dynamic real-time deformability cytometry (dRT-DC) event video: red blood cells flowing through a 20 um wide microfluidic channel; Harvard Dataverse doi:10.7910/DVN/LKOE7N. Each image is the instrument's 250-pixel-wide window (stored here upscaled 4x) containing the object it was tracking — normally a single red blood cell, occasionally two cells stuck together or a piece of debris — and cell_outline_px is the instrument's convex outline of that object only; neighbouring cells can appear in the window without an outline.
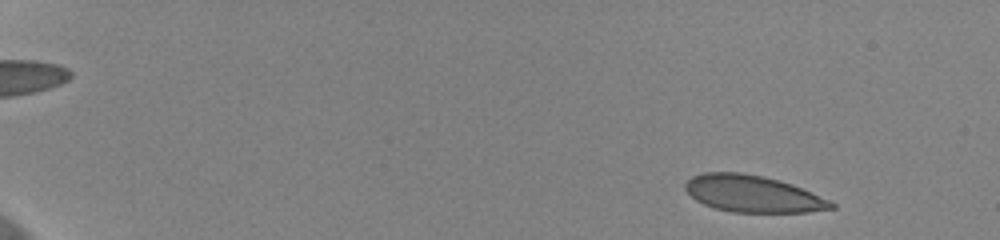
{"species": "human", "species_latin": "Homo sapiens", "temperature_condition": "cold", "stored_images_in_passage": 55, "camera_frame_rate_fps": 3000, "um_per_image_px": 0.085, "donor": {"sex": "female"}, "frame": {"image": 1, "passage_image": 4, "time_ms": 1.0, "image_size_px": [1000, 240], "cell_outline_px": [[836, 208], [808, 212], [732, 212], [716, 208], [704, 204], [696, 200], [684, 188], [684, 184], [692, 176], [704, 172], [740, 172], [760, 176], [792, 184], [828, 200], [836, 204]], "centroid_in_image_um": [63.96, 16.48], "position_along_channel_um": 21.0, "area_um2": 30.92}}
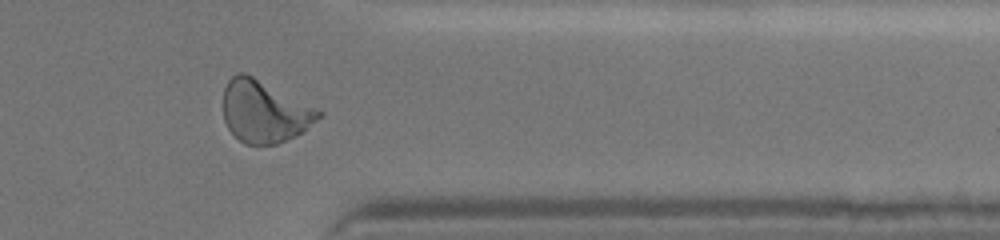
{"frame": {"image": 2, "passage_image": 47, "time_ms": 15.333, "image_size_px": [1000, 240], "cell_outline_px": [[324, 116], [296, 136], [276, 144], [244, 144], [228, 128], [224, 120], [224, 88], [228, 80], [236, 72], [244, 72], [324, 112]], "centroid_in_image_um": [22.48, 9.48], "position_along_channel_um": 388.9, "area_um2": 34.16}}
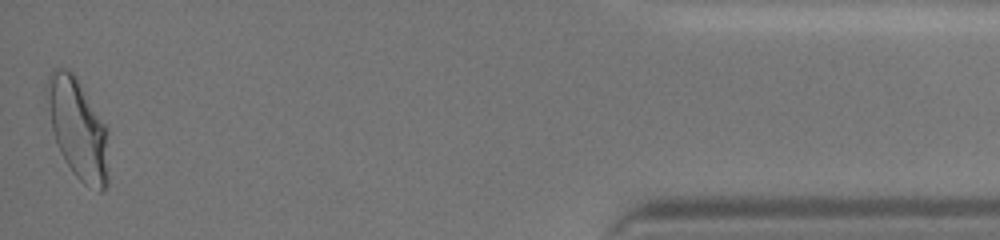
{"frame": {"image": 3, "passage_image": 55, "time_ms": 18.0, "image_size_px": [1000, 240], "cell_outline_px": [[108, 184], [100, 192], [84, 184], [72, 172], [60, 152], [56, 144], [52, 128], [44, 92], [44, 88], [48, 76], [52, 68], [68, 68], [76, 76], [108, 128]], "centroid_in_image_um": [6.61, 10.91], "position_along_channel_um": 428.6, "area_um2": 36.59}, "authors_computed_cell_mechanics": {"area_um2": 32.7148, "velocity_mm_per_s": 3.6361, "shape_relaxation_time_tau1_ms": 7.925, "shape_relaxation_time_tau2_ms": null, "deformation_change_tau1": 0.2004, "deformation_change_tau2": null}}